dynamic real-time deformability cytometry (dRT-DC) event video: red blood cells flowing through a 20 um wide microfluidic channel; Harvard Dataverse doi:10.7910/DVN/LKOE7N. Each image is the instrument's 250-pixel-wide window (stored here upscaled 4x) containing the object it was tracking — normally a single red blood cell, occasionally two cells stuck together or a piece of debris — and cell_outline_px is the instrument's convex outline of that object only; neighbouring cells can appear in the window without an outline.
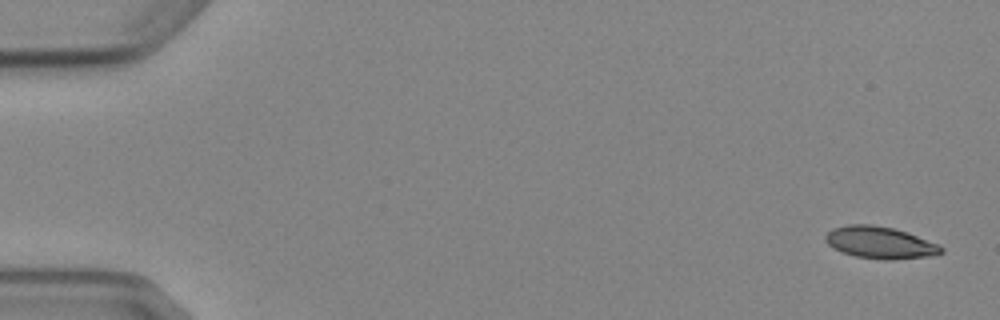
{"species": "Egyptian fruit bat (a non-hibernating species)", "species_latin": "Rousettus aegyptiacus", "temperature_condition": "cold", "stored_images_in_passage": 5, "camera_frame_rate_fps": 3000, "um_per_image_px": 0.085, "animal": {"sex": "female"}, "frame": {"image": 1, "passage_image": 1, "time_ms": 0.0, "image_size_px": [1000, 320], "cell_outline_px": [[944, 252], [928, 256], [892, 260], [884, 260], [856, 256], [840, 252], [828, 244], [824, 240], [824, 236], [832, 228], [848, 224], [872, 224], [892, 228], [908, 232], [940, 244], [944, 248]], "centroid_in_image_um": [74.8, 20.61], "position_along_channel_um": 10.2, "area_um2": 21.79}}
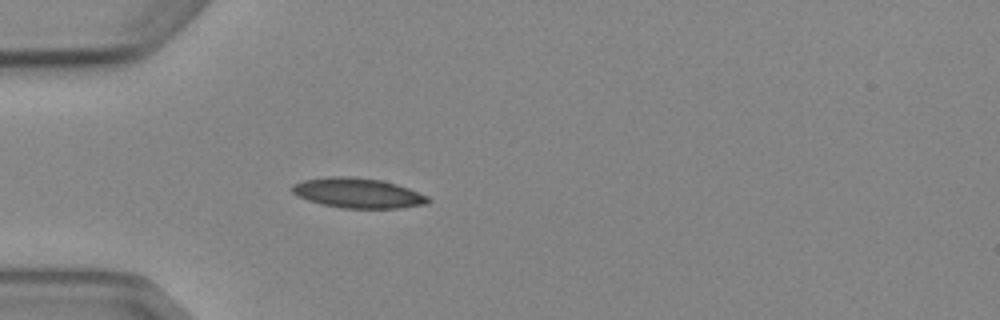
{"frame": {"image": 2, "passage_image": 5, "time_ms": 4.667, "image_size_px": [1000, 320], "cell_outline_px": [[432, 200], [424, 204], [396, 208], [344, 208], [324, 204], [308, 200], [296, 196], [292, 192], [292, 184], [304, 180], [328, 176], [348, 176], [380, 180], [396, 184], [408, 188], [428, 196]], "centroid_in_image_um": [30.4, 16.4], "position_along_channel_um": 54.6, "area_um2": 23.52}}